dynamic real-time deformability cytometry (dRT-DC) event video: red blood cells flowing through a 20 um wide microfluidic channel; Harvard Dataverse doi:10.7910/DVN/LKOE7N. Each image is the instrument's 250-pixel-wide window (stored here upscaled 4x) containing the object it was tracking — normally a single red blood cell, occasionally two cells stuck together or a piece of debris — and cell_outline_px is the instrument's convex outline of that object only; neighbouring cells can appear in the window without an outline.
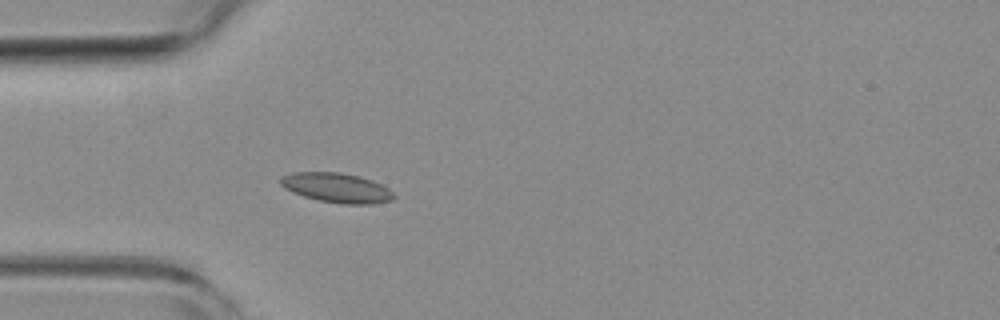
{"species": "common noctule bat (a hibernating species)", "species_latin": "Nyctalus noctula", "temperature_condition": "room temperature", "stored_images_in_passage": 44, "camera_frame_rate_fps": 3000, "um_per_image_px": 0.085, "animal": {"sex": "female", "body_mass_g": 19.3, "forearm_length_mm": 54.1}, "frame": {"image": 1, "passage_image": 6, "time_ms": 1.667, "image_size_px": [1000, 320], "cell_outline_px": [[396, 196], [392, 200], [372, 204], [340, 204], [320, 200], [304, 196], [292, 192], [284, 188], [280, 184], [280, 176], [292, 172], [340, 172], [360, 176], [372, 180], [388, 188]], "centroid_in_image_um": [28.6, 15.95], "position_along_channel_um": 56.4, "area_um2": 19.65}}
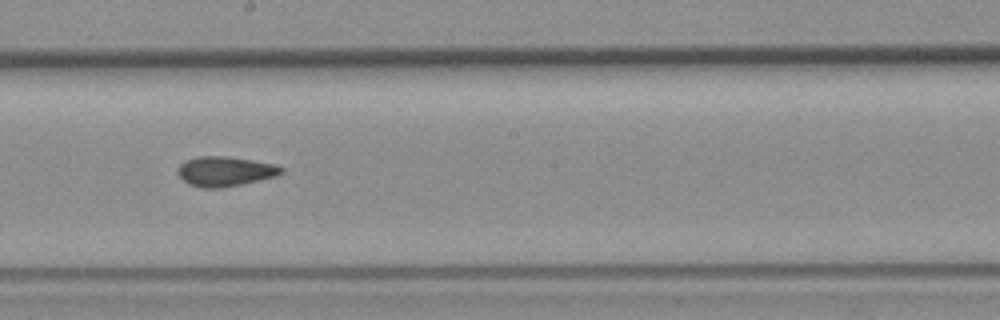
{"frame": {"image": 2, "passage_image": 20, "time_ms": 6.333, "image_size_px": [1000, 320], "cell_outline_px": [[284, 172], [276, 176], [240, 184], [220, 188], [200, 188], [188, 184], [176, 172], [180, 164], [196, 156], [228, 156], [252, 160], [272, 164], [284, 168]], "centroid_in_image_um": [19.1, 14.56], "position_along_channel_um": 229.1, "area_um2": 17.86}}
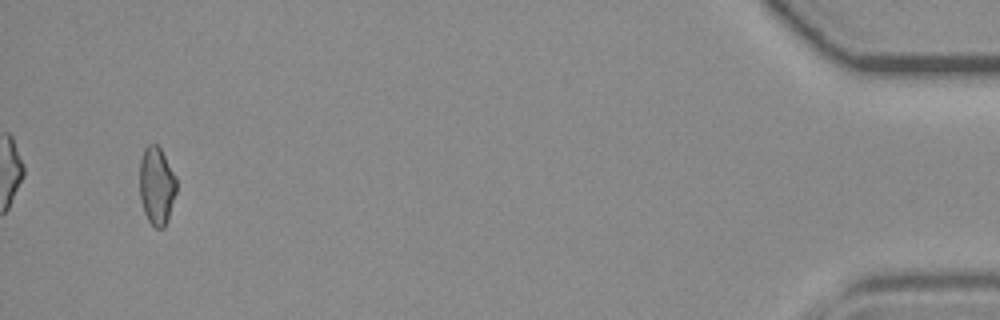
{"frame": {"image": 3, "passage_image": 42, "time_ms": 13.667, "image_size_px": [1000, 320], "cell_outline_px": [[176, 192], [168, 220], [164, 228], [156, 228], [148, 220], [144, 212], [140, 200], [140, 160], [144, 148], [148, 144], [156, 144], [160, 148], [176, 176]], "centroid_in_image_um": [13.31, 15.79], "position_along_channel_um": 421.9, "area_um2": 16.76}, "authors_computed_cell_mechanics": {"area_um2": 17.4556, "velocity_mm_per_s": 3.7818, "shape_relaxation_time_tau1_ms": null, "shape_relaxation_time_tau2_ms": 3.6371, "deformation_change_tau1": null, "deformation_change_tau2": 0.1069}}